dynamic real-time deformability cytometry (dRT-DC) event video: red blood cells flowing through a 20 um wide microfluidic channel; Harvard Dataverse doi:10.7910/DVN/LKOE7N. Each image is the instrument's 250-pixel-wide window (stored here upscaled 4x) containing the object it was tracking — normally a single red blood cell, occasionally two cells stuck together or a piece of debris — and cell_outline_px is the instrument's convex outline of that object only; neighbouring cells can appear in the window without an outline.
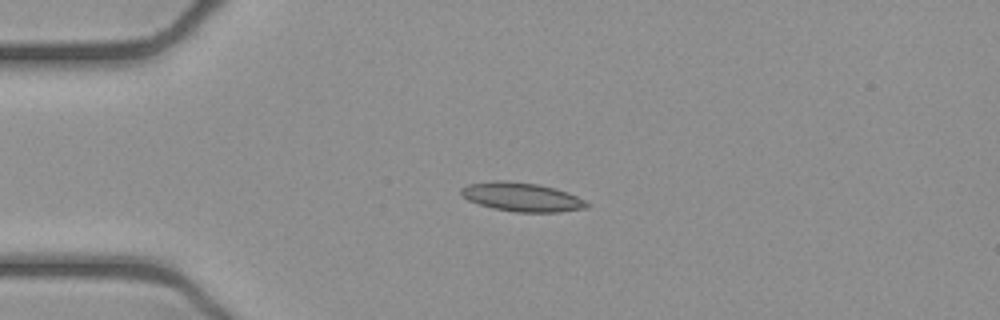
{"species": "common noctule bat (a hibernating species)", "species_latin": "Nyctalus noctula", "temperature_condition": "cold", "stored_images_in_passage": 41, "camera_frame_rate_fps": 3000, "um_per_image_px": 0.085, "animal": {"sex": "female", "body_mass_g": 21.9}, "frame": {"image": 1, "passage_image": 1, "time_ms": 0.0, "image_size_px": [1000, 320], "cell_outline_px": [[588, 208], [560, 212], [516, 212], [492, 208], [468, 200], [460, 192], [460, 188], [468, 184], [496, 180], [504, 180], [536, 184], [568, 192], [584, 200], [588, 204]], "centroid_in_image_um": [44.34, 16.75], "position_along_channel_um": 40.7, "area_um2": 20.98}}
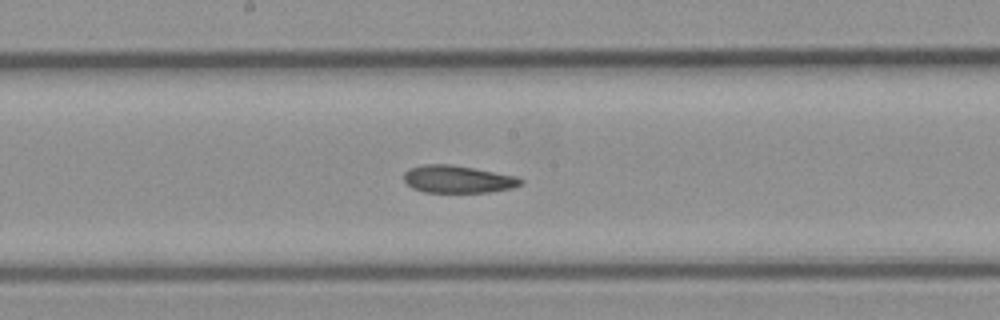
{"frame": {"image": 2, "passage_image": 16, "time_ms": 5.0, "image_size_px": [1000, 320], "cell_outline_px": [[524, 184], [512, 188], [488, 192], [424, 192], [412, 188], [404, 180], [404, 172], [408, 168], [424, 164], [448, 164], [472, 168], [516, 176], [524, 180]], "centroid_in_image_um": [38.91, 15.23], "position_along_channel_um": 209.3, "area_um2": 18.67}}
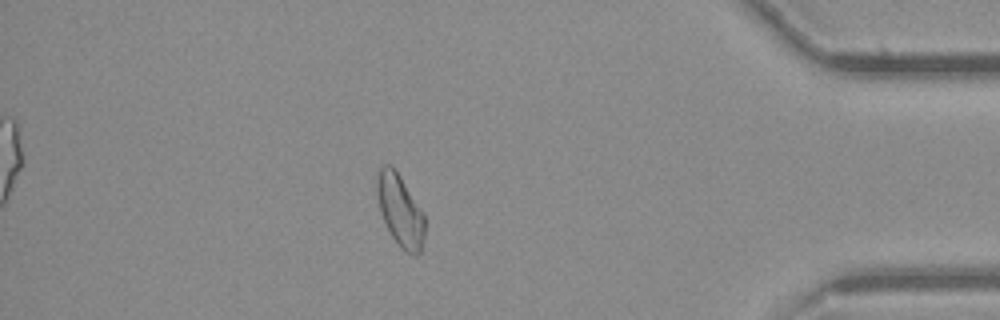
{"frame": {"image": 3, "passage_image": 34, "time_ms": 11.0, "image_size_px": [1000, 320], "cell_outline_px": [[424, 236], [420, 252], [416, 256], [412, 256], [404, 252], [396, 244], [380, 212], [376, 192], [376, 176], [380, 164], [392, 164], [424, 212]], "centroid_in_image_um": [34.0, 17.87], "position_along_channel_um": 401.2, "area_um2": 20.4}, "authors_computed_cell_mechanics": {"area_um2": 19.652, "velocity_mm_per_s": 3.8909, "shape_relaxation_time_tau1_ms": null, "shape_relaxation_time_tau2_ms": 3.9193, "deformation_change_tau1": null, "deformation_change_tau2": 0.1035}}